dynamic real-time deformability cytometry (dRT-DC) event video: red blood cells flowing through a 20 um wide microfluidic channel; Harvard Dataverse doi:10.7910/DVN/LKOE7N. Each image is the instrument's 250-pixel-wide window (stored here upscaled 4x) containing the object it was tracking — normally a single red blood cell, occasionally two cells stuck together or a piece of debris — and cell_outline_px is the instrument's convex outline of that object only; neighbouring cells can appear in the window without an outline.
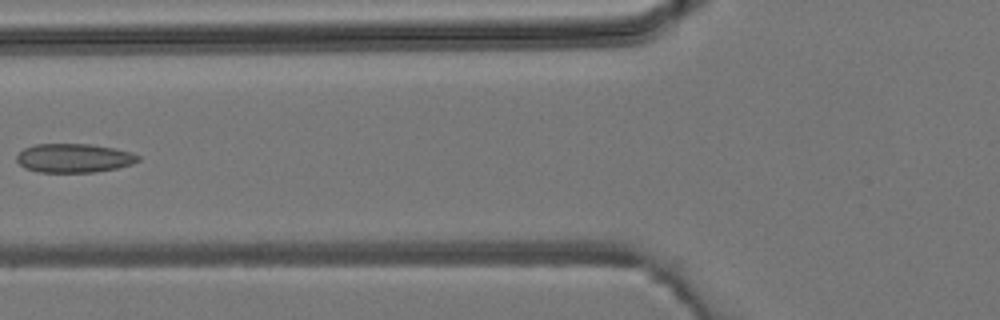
{"species": "common noctule bat (a hibernating species)", "species_latin": "Nyctalus noctula", "temperature_condition": "room temperature", "stored_images_in_passage": 6, "camera_frame_rate_fps": 3000, "um_per_image_px": 0.085, "animal": {"sex": "male", "body_mass_g": 19.2, "forearm_length_mm": 51.8}, "frame": {"image": 1, "passage_image": 6, "time_ms": 5.667, "image_size_px": [1000, 320], "cell_outline_px": [[140, 160], [132, 164], [116, 168], [96, 172], [36, 172], [24, 168], [16, 160], [16, 156], [24, 148], [36, 144], [92, 144], [132, 152], [140, 156]], "centroid_in_image_um": [6.28, 13.44], "position_along_channel_um": 119.5, "area_um2": 20.52}}